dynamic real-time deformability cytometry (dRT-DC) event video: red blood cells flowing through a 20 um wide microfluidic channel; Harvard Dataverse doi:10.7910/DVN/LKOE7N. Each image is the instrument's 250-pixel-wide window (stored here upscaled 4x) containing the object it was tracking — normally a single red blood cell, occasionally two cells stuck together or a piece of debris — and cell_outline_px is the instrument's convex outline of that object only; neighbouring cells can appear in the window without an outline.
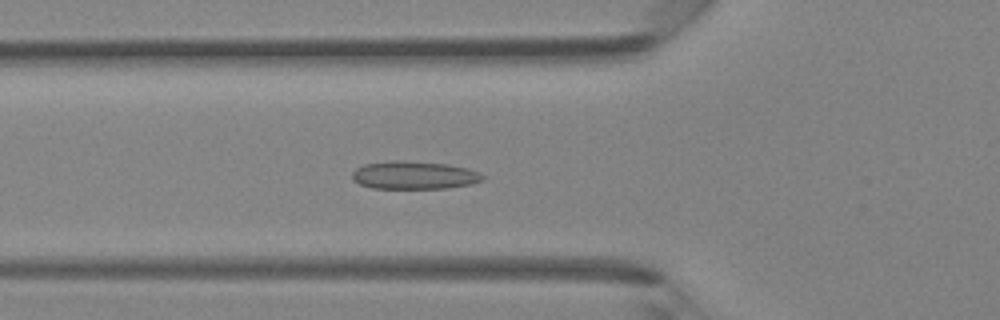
{"species": "Egyptian fruit bat (a non-hibernating species)", "species_latin": "Rousettus aegyptiacus", "temperature_condition": "room temperature", "stored_images_in_passage": 30, "camera_frame_rate_fps": 3000, "um_per_image_px": 0.085, "animal": {"sex": "female"}, "frame": {"image": 1, "passage_image": 10, "time_ms": 3.0, "image_size_px": [1000, 320], "cell_outline_px": [[484, 180], [472, 184], [444, 188], [372, 188], [360, 184], [352, 180], [352, 172], [356, 168], [364, 164], [396, 160], [404, 160], [448, 164], [468, 168], [480, 172], [484, 176]], "centroid_in_image_um": [35.21, 14.88], "position_along_channel_um": 90.6, "area_um2": 21.39}}
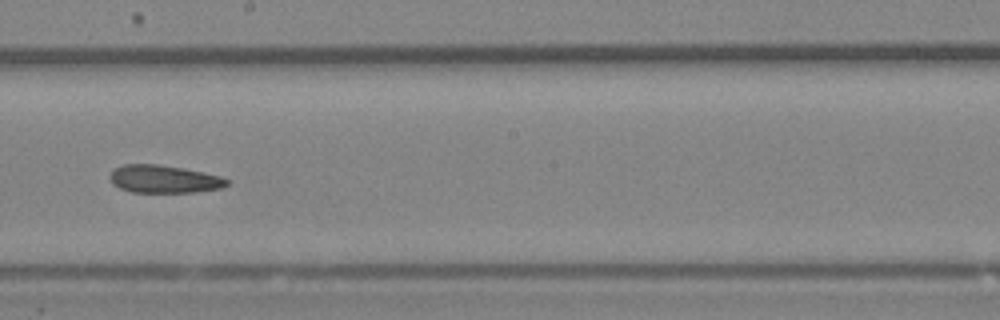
{"frame": {"image": 2, "passage_image": 19, "time_ms": 6.0, "image_size_px": [1000, 320], "cell_outline_px": [[232, 180], [228, 184], [220, 188], [196, 192], [132, 192], [120, 188], [112, 184], [108, 176], [116, 168], [124, 164], [156, 164], [184, 168], [204, 172], [220, 176]], "centroid_in_image_um": [13.95, 15.22], "position_along_channel_um": 234.2, "area_um2": 19.02}}
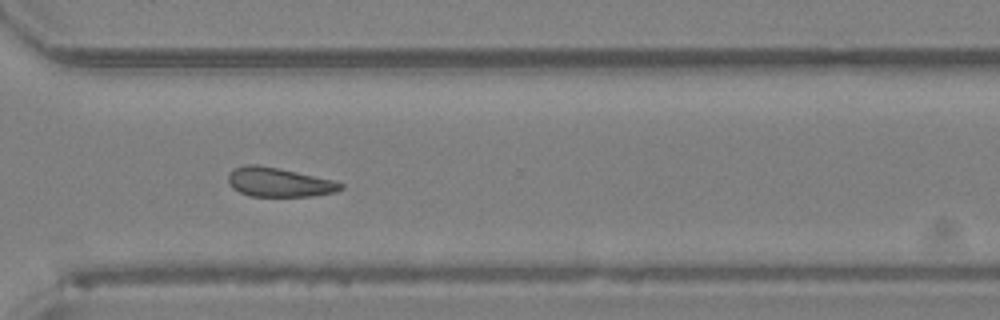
{"frame": {"image": 3, "passage_image": 26, "time_ms": 8.333, "image_size_px": [1000, 320], "cell_outline_px": [[344, 188], [336, 192], [312, 196], [252, 196], [240, 192], [232, 188], [228, 180], [228, 176], [236, 168], [244, 164], [256, 164], [280, 168], [336, 180], [344, 184]], "centroid_in_image_um": [23.77, 15.48], "position_along_channel_um": 346.8, "area_um2": 19.25}}